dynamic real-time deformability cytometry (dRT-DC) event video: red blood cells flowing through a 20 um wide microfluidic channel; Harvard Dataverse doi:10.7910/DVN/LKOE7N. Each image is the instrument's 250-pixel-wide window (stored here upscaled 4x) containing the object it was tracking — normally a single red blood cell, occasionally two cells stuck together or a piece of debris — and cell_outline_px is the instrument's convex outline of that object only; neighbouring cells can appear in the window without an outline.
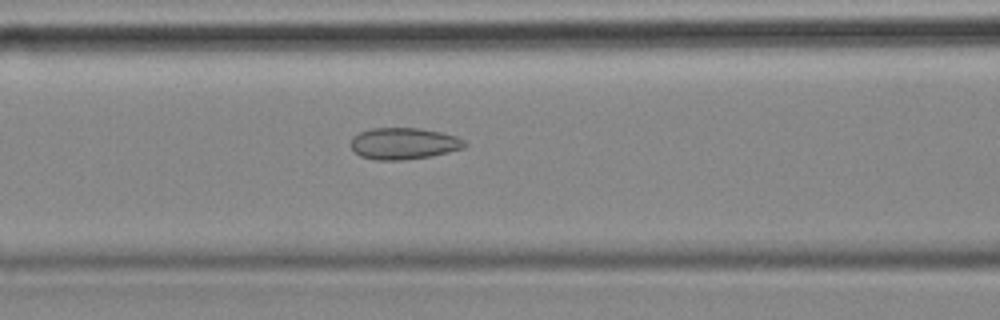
{"species": "common noctule bat (a hibernating species)", "species_latin": "Nyctalus noctula", "temperature_condition": "cold", "stored_images_in_passage": 55, "camera_frame_rate_fps": 3000, "um_per_image_px": 0.085, "animal": {"sex": "female", "body_mass_g": 18.4}, "frame": {"image": 1, "passage_image": 22, "time_ms": 7.0, "image_size_px": [1000, 320], "cell_outline_px": [[468, 144], [464, 148], [432, 156], [404, 160], [376, 160], [360, 156], [352, 148], [352, 136], [360, 132], [372, 128], [420, 128], [440, 132], [456, 136], [464, 140]], "centroid_in_image_um": [34.34, 12.2], "position_along_channel_um": 132.3, "area_um2": 20.98}}
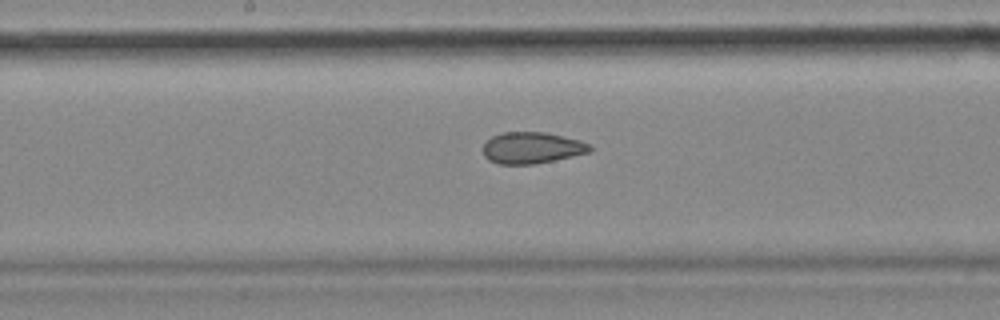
{"frame": {"image": 2, "passage_image": 28, "time_ms": 9.0, "image_size_px": [1000, 320], "cell_outline_px": [[592, 152], [536, 164], [500, 164], [488, 160], [484, 156], [484, 144], [492, 136], [500, 132], [544, 132], [580, 140], [592, 144]], "centroid_in_image_um": [45.24, 12.57], "position_along_channel_um": 203.0, "area_um2": 19.71}}
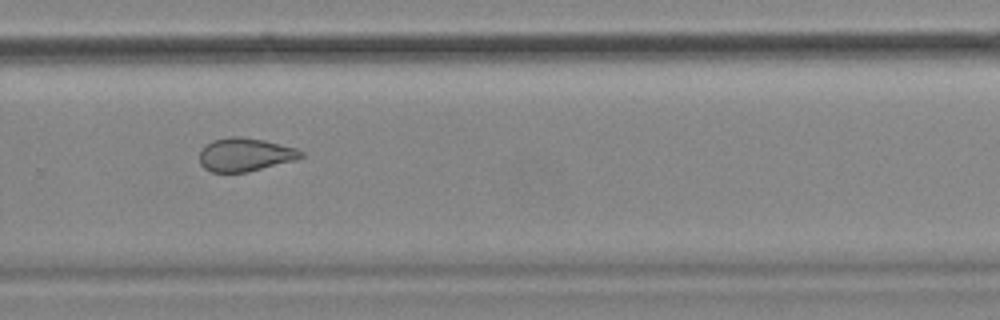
{"frame": {"image": 3, "passage_image": 37, "time_ms": 12.0, "image_size_px": [1000, 320], "cell_outline_px": [[304, 156], [296, 160], [248, 172], [212, 172], [204, 168], [200, 164], [200, 152], [212, 140], [232, 136], [240, 136], [264, 140], [296, 148], [304, 152]], "centroid_in_image_um": [20.86, 13.15], "position_along_channel_um": 308.9, "area_um2": 19.71}, "authors_computed_cell_mechanics": {"area_um2": 22.0218, "velocity_mm_per_s": 3.5448, "shape_relaxation_time_tau1_ms": null, "shape_relaxation_time_tau2_ms": 2.3539, "deformation_change_tau1": null, "deformation_change_tau2": 0.0983}}